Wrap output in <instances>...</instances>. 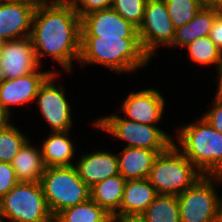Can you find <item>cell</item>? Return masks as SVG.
<instances>
[{
	"mask_svg": "<svg viewBox=\"0 0 222 222\" xmlns=\"http://www.w3.org/2000/svg\"><path fill=\"white\" fill-rule=\"evenodd\" d=\"M18 182H40L45 165L41 149L33 147L28 139L11 162Z\"/></svg>",
	"mask_w": 222,
	"mask_h": 222,
	"instance_id": "obj_19",
	"label": "cell"
},
{
	"mask_svg": "<svg viewBox=\"0 0 222 222\" xmlns=\"http://www.w3.org/2000/svg\"><path fill=\"white\" fill-rule=\"evenodd\" d=\"M148 0H113L112 9L135 27H139Z\"/></svg>",
	"mask_w": 222,
	"mask_h": 222,
	"instance_id": "obj_28",
	"label": "cell"
},
{
	"mask_svg": "<svg viewBox=\"0 0 222 222\" xmlns=\"http://www.w3.org/2000/svg\"><path fill=\"white\" fill-rule=\"evenodd\" d=\"M70 131L51 132L43 141L41 152L45 167L71 166L74 156V145L68 138Z\"/></svg>",
	"mask_w": 222,
	"mask_h": 222,
	"instance_id": "obj_20",
	"label": "cell"
},
{
	"mask_svg": "<svg viewBox=\"0 0 222 222\" xmlns=\"http://www.w3.org/2000/svg\"><path fill=\"white\" fill-rule=\"evenodd\" d=\"M54 222L40 182H18L0 199V222Z\"/></svg>",
	"mask_w": 222,
	"mask_h": 222,
	"instance_id": "obj_6",
	"label": "cell"
},
{
	"mask_svg": "<svg viewBox=\"0 0 222 222\" xmlns=\"http://www.w3.org/2000/svg\"><path fill=\"white\" fill-rule=\"evenodd\" d=\"M58 73H52L39 88L35 97L43 118L52 128V132L70 131L72 126L71 106L62 86L54 83Z\"/></svg>",
	"mask_w": 222,
	"mask_h": 222,
	"instance_id": "obj_10",
	"label": "cell"
},
{
	"mask_svg": "<svg viewBox=\"0 0 222 222\" xmlns=\"http://www.w3.org/2000/svg\"><path fill=\"white\" fill-rule=\"evenodd\" d=\"M123 222H141L139 219H123Z\"/></svg>",
	"mask_w": 222,
	"mask_h": 222,
	"instance_id": "obj_40",
	"label": "cell"
},
{
	"mask_svg": "<svg viewBox=\"0 0 222 222\" xmlns=\"http://www.w3.org/2000/svg\"><path fill=\"white\" fill-rule=\"evenodd\" d=\"M164 97L154 88L131 92L123 101L126 119L142 124L156 125L164 112Z\"/></svg>",
	"mask_w": 222,
	"mask_h": 222,
	"instance_id": "obj_13",
	"label": "cell"
},
{
	"mask_svg": "<svg viewBox=\"0 0 222 222\" xmlns=\"http://www.w3.org/2000/svg\"><path fill=\"white\" fill-rule=\"evenodd\" d=\"M214 182H222V175H203L177 196L180 222H216L222 199L214 188Z\"/></svg>",
	"mask_w": 222,
	"mask_h": 222,
	"instance_id": "obj_8",
	"label": "cell"
},
{
	"mask_svg": "<svg viewBox=\"0 0 222 222\" xmlns=\"http://www.w3.org/2000/svg\"><path fill=\"white\" fill-rule=\"evenodd\" d=\"M40 184L54 218L90 198V188L80 178L75 165L45 167Z\"/></svg>",
	"mask_w": 222,
	"mask_h": 222,
	"instance_id": "obj_5",
	"label": "cell"
},
{
	"mask_svg": "<svg viewBox=\"0 0 222 222\" xmlns=\"http://www.w3.org/2000/svg\"><path fill=\"white\" fill-rule=\"evenodd\" d=\"M176 140L175 146L203 175H222V134L203 117L180 127Z\"/></svg>",
	"mask_w": 222,
	"mask_h": 222,
	"instance_id": "obj_3",
	"label": "cell"
},
{
	"mask_svg": "<svg viewBox=\"0 0 222 222\" xmlns=\"http://www.w3.org/2000/svg\"><path fill=\"white\" fill-rule=\"evenodd\" d=\"M113 216L91 198L61 211L54 222H109Z\"/></svg>",
	"mask_w": 222,
	"mask_h": 222,
	"instance_id": "obj_23",
	"label": "cell"
},
{
	"mask_svg": "<svg viewBox=\"0 0 222 222\" xmlns=\"http://www.w3.org/2000/svg\"><path fill=\"white\" fill-rule=\"evenodd\" d=\"M30 38L39 65L49 55L66 71L80 59L81 18L69 0H51L35 8Z\"/></svg>",
	"mask_w": 222,
	"mask_h": 222,
	"instance_id": "obj_1",
	"label": "cell"
},
{
	"mask_svg": "<svg viewBox=\"0 0 222 222\" xmlns=\"http://www.w3.org/2000/svg\"><path fill=\"white\" fill-rule=\"evenodd\" d=\"M80 18L90 12L112 7L113 0H69Z\"/></svg>",
	"mask_w": 222,
	"mask_h": 222,
	"instance_id": "obj_29",
	"label": "cell"
},
{
	"mask_svg": "<svg viewBox=\"0 0 222 222\" xmlns=\"http://www.w3.org/2000/svg\"><path fill=\"white\" fill-rule=\"evenodd\" d=\"M109 222H123V219L113 218V219H111Z\"/></svg>",
	"mask_w": 222,
	"mask_h": 222,
	"instance_id": "obj_41",
	"label": "cell"
},
{
	"mask_svg": "<svg viewBox=\"0 0 222 222\" xmlns=\"http://www.w3.org/2000/svg\"><path fill=\"white\" fill-rule=\"evenodd\" d=\"M202 7H212L214 0H196Z\"/></svg>",
	"mask_w": 222,
	"mask_h": 222,
	"instance_id": "obj_36",
	"label": "cell"
},
{
	"mask_svg": "<svg viewBox=\"0 0 222 222\" xmlns=\"http://www.w3.org/2000/svg\"><path fill=\"white\" fill-rule=\"evenodd\" d=\"M213 108L202 117L218 132L222 134V96L216 93Z\"/></svg>",
	"mask_w": 222,
	"mask_h": 222,
	"instance_id": "obj_31",
	"label": "cell"
},
{
	"mask_svg": "<svg viewBox=\"0 0 222 222\" xmlns=\"http://www.w3.org/2000/svg\"><path fill=\"white\" fill-rule=\"evenodd\" d=\"M149 61L139 38L81 36L80 63L101 64L122 73L134 72Z\"/></svg>",
	"mask_w": 222,
	"mask_h": 222,
	"instance_id": "obj_2",
	"label": "cell"
},
{
	"mask_svg": "<svg viewBox=\"0 0 222 222\" xmlns=\"http://www.w3.org/2000/svg\"><path fill=\"white\" fill-rule=\"evenodd\" d=\"M137 29L140 45L149 58L155 56L160 44L172 47L175 28L164 0L147 1L142 22Z\"/></svg>",
	"mask_w": 222,
	"mask_h": 222,
	"instance_id": "obj_9",
	"label": "cell"
},
{
	"mask_svg": "<svg viewBox=\"0 0 222 222\" xmlns=\"http://www.w3.org/2000/svg\"><path fill=\"white\" fill-rule=\"evenodd\" d=\"M174 28L181 27L193 20L203 8L196 0H164Z\"/></svg>",
	"mask_w": 222,
	"mask_h": 222,
	"instance_id": "obj_27",
	"label": "cell"
},
{
	"mask_svg": "<svg viewBox=\"0 0 222 222\" xmlns=\"http://www.w3.org/2000/svg\"><path fill=\"white\" fill-rule=\"evenodd\" d=\"M9 1L27 3L35 8H38L39 6H42L43 4L50 2V0H48V1L47 0H9Z\"/></svg>",
	"mask_w": 222,
	"mask_h": 222,
	"instance_id": "obj_34",
	"label": "cell"
},
{
	"mask_svg": "<svg viewBox=\"0 0 222 222\" xmlns=\"http://www.w3.org/2000/svg\"><path fill=\"white\" fill-rule=\"evenodd\" d=\"M209 37L222 53V12L215 18Z\"/></svg>",
	"mask_w": 222,
	"mask_h": 222,
	"instance_id": "obj_32",
	"label": "cell"
},
{
	"mask_svg": "<svg viewBox=\"0 0 222 222\" xmlns=\"http://www.w3.org/2000/svg\"><path fill=\"white\" fill-rule=\"evenodd\" d=\"M202 176L203 174L173 143L156 156L148 179L158 194L178 196Z\"/></svg>",
	"mask_w": 222,
	"mask_h": 222,
	"instance_id": "obj_4",
	"label": "cell"
},
{
	"mask_svg": "<svg viewBox=\"0 0 222 222\" xmlns=\"http://www.w3.org/2000/svg\"><path fill=\"white\" fill-rule=\"evenodd\" d=\"M35 7L9 0H0V40L30 37Z\"/></svg>",
	"mask_w": 222,
	"mask_h": 222,
	"instance_id": "obj_15",
	"label": "cell"
},
{
	"mask_svg": "<svg viewBox=\"0 0 222 222\" xmlns=\"http://www.w3.org/2000/svg\"><path fill=\"white\" fill-rule=\"evenodd\" d=\"M81 36L139 38L138 29L112 8L81 17Z\"/></svg>",
	"mask_w": 222,
	"mask_h": 222,
	"instance_id": "obj_11",
	"label": "cell"
},
{
	"mask_svg": "<svg viewBox=\"0 0 222 222\" xmlns=\"http://www.w3.org/2000/svg\"><path fill=\"white\" fill-rule=\"evenodd\" d=\"M137 219L141 222H180L177 196L158 194Z\"/></svg>",
	"mask_w": 222,
	"mask_h": 222,
	"instance_id": "obj_24",
	"label": "cell"
},
{
	"mask_svg": "<svg viewBox=\"0 0 222 222\" xmlns=\"http://www.w3.org/2000/svg\"><path fill=\"white\" fill-rule=\"evenodd\" d=\"M28 139L12 123L0 130V162L11 163Z\"/></svg>",
	"mask_w": 222,
	"mask_h": 222,
	"instance_id": "obj_26",
	"label": "cell"
},
{
	"mask_svg": "<svg viewBox=\"0 0 222 222\" xmlns=\"http://www.w3.org/2000/svg\"><path fill=\"white\" fill-rule=\"evenodd\" d=\"M218 73H219V78H218V80L216 81L218 84V89H217V94L218 95H220V96H222V65H221V67H220V69H219V71H218Z\"/></svg>",
	"mask_w": 222,
	"mask_h": 222,
	"instance_id": "obj_35",
	"label": "cell"
},
{
	"mask_svg": "<svg viewBox=\"0 0 222 222\" xmlns=\"http://www.w3.org/2000/svg\"><path fill=\"white\" fill-rule=\"evenodd\" d=\"M212 8L222 12V0H214Z\"/></svg>",
	"mask_w": 222,
	"mask_h": 222,
	"instance_id": "obj_37",
	"label": "cell"
},
{
	"mask_svg": "<svg viewBox=\"0 0 222 222\" xmlns=\"http://www.w3.org/2000/svg\"><path fill=\"white\" fill-rule=\"evenodd\" d=\"M191 59L200 65L216 64L219 71L222 65V53L209 36L199 37L185 46Z\"/></svg>",
	"mask_w": 222,
	"mask_h": 222,
	"instance_id": "obj_25",
	"label": "cell"
},
{
	"mask_svg": "<svg viewBox=\"0 0 222 222\" xmlns=\"http://www.w3.org/2000/svg\"><path fill=\"white\" fill-rule=\"evenodd\" d=\"M94 126L128 142L126 147L146 148L158 154L167 150L174 140L156 125L142 124L111 114L99 118Z\"/></svg>",
	"mask_w": 222,
	"mask_h": 222,
	"instance_id": "obj_7",
	"label": "cell"
},
{
	"mask_svg": "<svg viewBox=\"0 0 222 222\" xmlns=\"http://www.w3.org/2000/svg\"><path fill=\"white\" fill-rule=\"evenodd\" d=\"M2 44H3V41L0 40V51H1Z\"/></svg>",
	"mask_w": 222,
	"mask_h": 222,
	"instance_id": "obj_42",
	"label": "cell"
},
{
	"mask_svg": "<svg viewBox=\"0 0 222 222\" xmlns=\"http://www.w3.org/2000/svg\"><path fill=\"white\" fill-rule=\"evenodd\" d=\"M11 115L0 106V130L5 129L10 122Z\"/></svg>",
	"mask_w": 222,
	"mask_h": 222,
	"instance_id": "obj_33",
	"label": "cell"
},
{
	"mask_svg": "<svg viewBox=\"0 0 222 222\" xmlns=\"http://www.w3.org/2000/svg\"><path fill=\"white\" fill-rule=\"evenodd\" d=\"M157 155L146 148L125 147L117 154L120 175L126 180L148 178Z\"/></svg>",
	"mask_w": 222,
	"mask_h": 222,
	"instance_id": "obj_18",
	"label": "cell"
},
{
	"mask_svg": "<svg viewBox=\"0 0 222 222\" xmlns=\"http://www.w3.org/2000/svg\"><path fill=\"white\" fill-rule=\"evenodd\" d=\"M0 64L6 79H16L36 71L37 62L30 37L3 41Z\"/></svg>",
	"mask_w": 222,
	"mask_h": 222,
	"instance_id": "obj_12",
	"label": "cell"
},
{
	"mask_svg": "<svg viewBox=\"0 0 222 222\" xmlns=\"http://www.w3.org/2000/svg\"><path fill=\"white\" fill-rule=\"evenodd\" d=\"M75 167L80 178L89 188L111 176L120 174L117 154L106 151L82 155Z\"/></svg>",
	"mask_w": 222,
	"mask_h": 222,
	"instance_id": "obj_17",
	"label": "cell"
},
{
	"mask_svg": "<svg viewBox=\"0 0 222 222\" xmlns=\"http://www.w3.org/2000/svg\"><path fill=\"white\" fill-rule=\"evenodd\" d=\"M56 71L41 72L39 68L23 77L6 79L0 86V106L11 114V105H24L36 100L39 88Z\"/></svg>",
	"mask_w": 222,
	"mask_h": 222,
	"instance_id": "obj_14",
	"label": "cell"
},
{
	"mask_svg": "<svg viewBox=\"0 0 222 222\" xmlns=\"http://www.w3.org/2000/svg\"><path fill=\"white\" fill-rule=\"evenodd\" d=\"M126 181L119 174L96 183L90 188V198L113 216L120 209Z\"/></svg>",
	"mask_w": 222,
	"mask_h": 222,
	"instance_id": "obj_22",
	"label": "cell"
},
{
	"mask_svg": "<svg viewBox=\"0 0 222 222\" xmlns=\"http://www.w3.org/2000/svg\"><path fill=\"white\" fill-rule=\"evenodd\" d=\"M18 183L11 163L0 162V199Z\"/></svg>",
	"mask_w": 222,
	"mask_h": 222,
	"instance_id": "obj_30",
	"label": "cell"
},
{
	"mask_svg": "<svg viewBox=\"0 0 222 222\" xmlns=\"http://www.w3.org/2000/svg\"><path fill=\"white\" fill-rule=\"evenodd\" d=\"M6 80L2 65L0 64V86L3 84V82Z\"/></svg>",
	"mask_w": 222,
	"mask_h": 222,
	"instance_id": "obj_39",
	"label": "cell"
},
{
	"mask_svg": "<svg viewBox=\"0 0 222 222\" xmlns=\"http://www.w3.org/2000/svg\"><path fill=\"white\" fill-rule=\"evenodd\" d=\"M158 195L148 178L127 180L116 219H137Z\"/></svg>",
	"mask_w": 222,
	"mask_h": 222,
	"instance_id": "obj_16",
	"label": "cell"
},
{
	"mask_svg": "<svg viewBox=\"0 0 222 222\" xmlns=\"http://www.w3.org/2000/svg\"><path fill=\"white\" fill-rule=\"evenodd\" d=\"M216 222H222V201H221L218 211H217Z\"/></svg>",
	"mask_w": 222,
	"mask_h": 222,
	"instance_id": "obj_38",
	"label": "cell"
},
{
	"mask_svg": "<svg viewBox=\"0 0 222 222\" xmlns=\"http://www.w3.org/2000/svg\"><path fill=\"white\" fill-rule=\"evenodd\" d=\"M220 13L212 7L201 8L193 20L175 29L172 46L185 47L199 37L209 36L214 20Z\"/></svg>",
	"mask_w": 222,
	"mask_h": 222,
	"instance_id": "obj_21",
	"label": "cell"
}]
</instances>
